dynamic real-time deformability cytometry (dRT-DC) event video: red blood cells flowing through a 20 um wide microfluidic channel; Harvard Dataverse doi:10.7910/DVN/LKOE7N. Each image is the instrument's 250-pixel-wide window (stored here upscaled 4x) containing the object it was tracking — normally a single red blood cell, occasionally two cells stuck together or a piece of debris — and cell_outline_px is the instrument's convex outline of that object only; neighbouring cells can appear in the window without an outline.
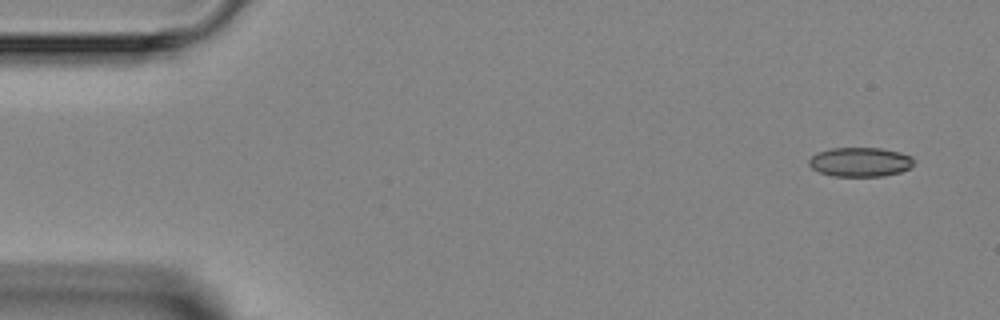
{"species": "Egyptian fruit bat (a non-hibernating species)", "species_latin": "Rousettus aegyptiacus", "temperature_condition": "room temperature", "stored_images_in_passage": 5, "camera_frame_rate_fps": 3000, "um_per_image_px": 0.085, "animal": {"sex": "female"}, "frame": {"image": 1, "passage_image": 1, "time_ms": 0.0, "image_size_px": [1000, 320], "cell_outline_px": [[912, 168], [900, 172], [884, 176], [832, 176], [820, 172], [812, 168], [808, 164], [808, 160], [812, 156], [820, 152], [832, 148], [880, 148], [900, 152], [912, 156]], "centroid_in_image_um": [73.13, 13.77], "position_along_channel_um": 11.9, "area_um2": 17.86}}
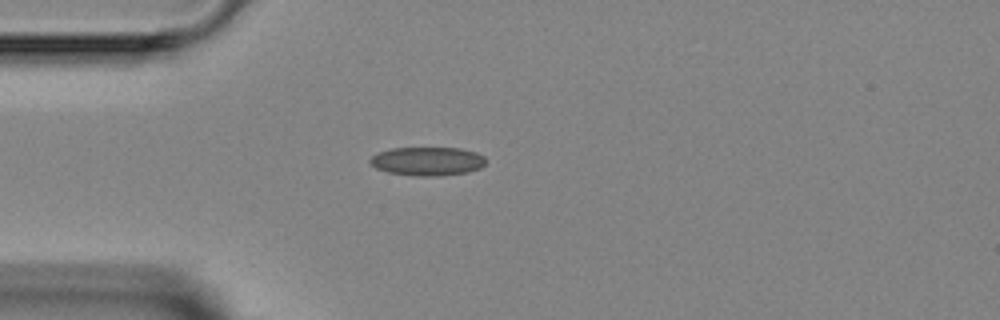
{"frame": {"image": 2, "passage_image": 4, "time_ms": 3.333, "image_size_px": [1000, 320], "cell_outline_px": [[484, 164], [480, 168], [468, 172], [436, 176], [416, 176], [388, 172], [376, 168], [368, 164], [368, 160], [372, 156], [380, 152], [392, 148], [460, 148], [476, 152], [484, 156]], "centroid_in_image_um": [36.31, 13.7], "position_along_channel_um": 48.7, "area_um2": 19.31}}